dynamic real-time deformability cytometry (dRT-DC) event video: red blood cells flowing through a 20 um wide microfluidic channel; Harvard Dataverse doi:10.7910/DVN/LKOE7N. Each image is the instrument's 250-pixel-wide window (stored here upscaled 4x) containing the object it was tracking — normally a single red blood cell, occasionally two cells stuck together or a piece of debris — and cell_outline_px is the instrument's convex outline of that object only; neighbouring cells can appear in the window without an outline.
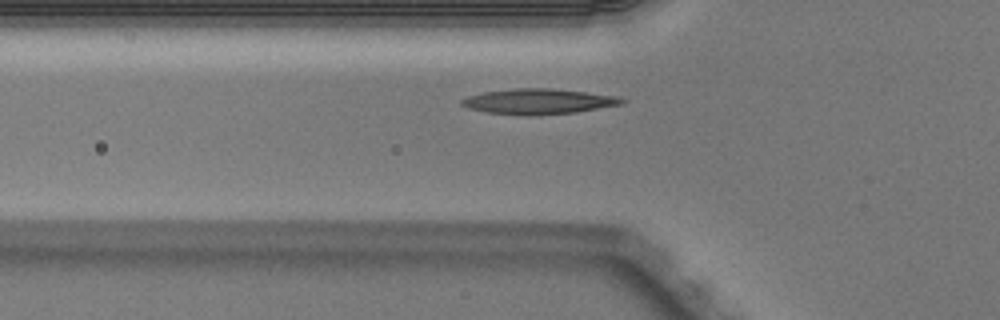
{"species": "Egyptian fruit bat (a non-hibernating species)", "species_latin": "Rousettus aegyptiacus", "temperature_condition": "warm", "stored_images_in_passage": 31, "camera_frame_rate_fps": 3000, "um_per_image_px": 0.085, "animal": {"sex": "male"}, "frame": {"image": 1, "passage_image": 3, "time_ms": 0.667, "image_size_px": [1000, 320], "cell_outline_px": [[624, 100], [620, 104], [576, 112], [488, 112], [468, 108], [460, 104], [460, 100], [468, 96], [484, 92], [512, 88], [552, 88], [616, 96]], "centroid_in_image_um": [45.73, 8.56], "position_along_channel_um": 80.1, "area_um2": 22.14}}
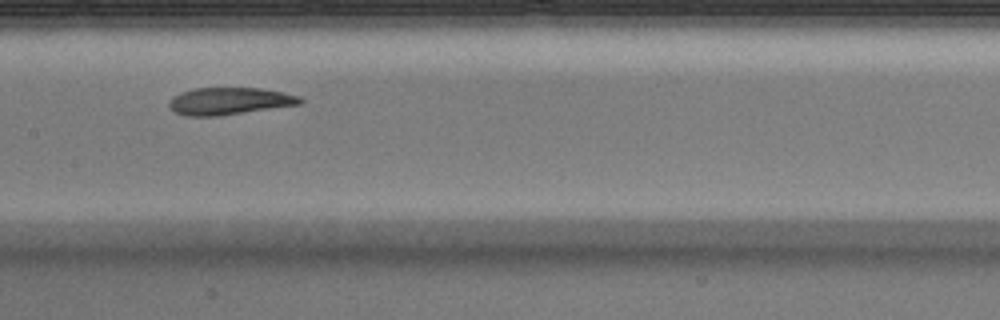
{"frame": {"image": 2, "passage_image": 11, "time_ms": 3.333, "image_size_px": [1000, 320], "cell_outline_px": [[304, 100], [300, 104], [220, 116], [188, 116], [176, 112], [168, 104], [168, 100], [172, 96], [180, 92], [196, 88], [260, 88], [284, 92], [300, 96]], "centroid_in_image_um": [19.5, 8.59], "position_along_channel_um": 187.9, "area_um2": 20.81}}
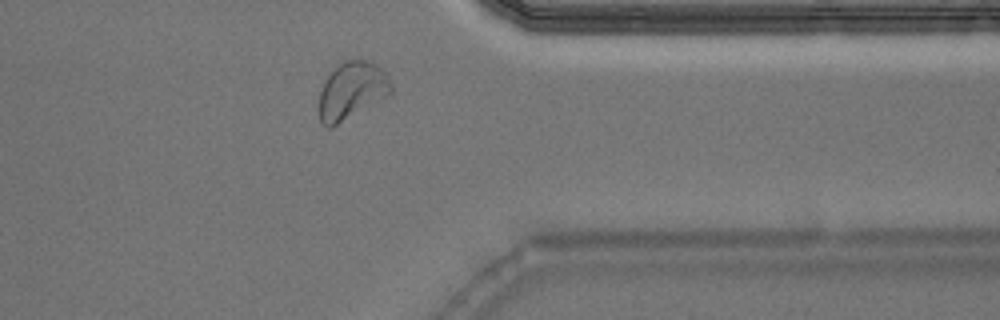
{"frame": {"image": 3, "passage_image": 26, "time_ms": 8.333, "image_size_px": [1000, 320], "cell_outline_px": [[392, 92], [332, 128], [328, 128], [320, 120], [316, 112], [316, 104], [324, 80], [332, 68], [344, 60], [364, 60], [376, 64], [388, 72], [392, 84]], "centroid_in_image_um": [29.84, 7.7], "position_along_channel_um": 381.6, "area_um2": 24.57}}